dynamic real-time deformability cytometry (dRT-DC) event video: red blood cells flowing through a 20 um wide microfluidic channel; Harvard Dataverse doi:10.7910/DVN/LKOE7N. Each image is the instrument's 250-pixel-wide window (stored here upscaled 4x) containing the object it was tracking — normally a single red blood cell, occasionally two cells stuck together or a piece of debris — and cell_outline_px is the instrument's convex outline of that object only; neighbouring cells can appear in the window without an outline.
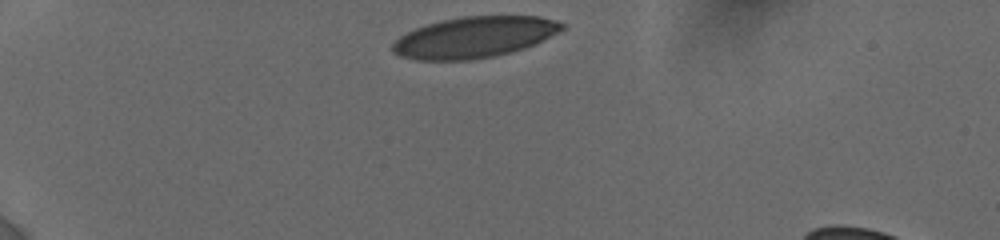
{"species": "human", "species_latin": "Homo sapiens", "temperature_condition": "cold", "stored_images_in_passage": 29, "camera_frame_rate_fps": 3000, "um_per_image_px": 0.085, "donor": {"sex": "female"}, "frame": {"image": 1, "passage_image": 1, "time_ms": 0.0, "image_size_px": [1000, 240], "cell_outline_px": [[564, 28], [544, 40], [536, 44], [524, 48], [492, 56], [468, 60], [416, 60], [400, 56], [392, 52], [392, 44], [400, 36], [416, 28], [428, 24], [444, 20], [464, 16], [540, 16], [556, 20], [564, 24]], "centroid_in_image_um": [40.32, 3.16], "position_along_channel_um": 44.7, "area_um2": 40.23}}
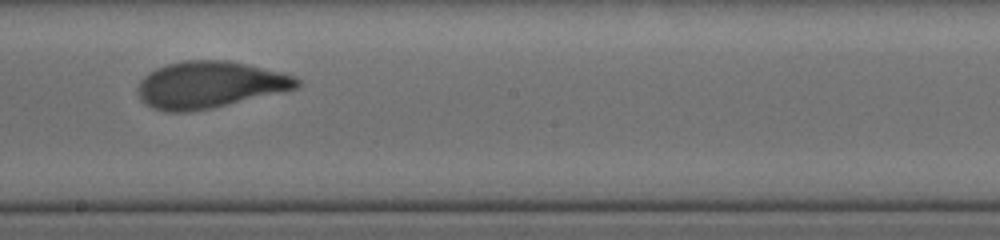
{"frame": {"image": 2, "passage_image": 16, "time_ms": 6.333, "image_size_px": [1000, 240], "cell_outline_px": [[300, 84], [296, 88], [280, 92], [212, 108], [184, 112], [168, 112], [156, 108], [140, 100], [136, 92], [136, 88], [140, 80], [148, 72], [156, 68], [168, 64], [184, 60], [224, 60], [244, 64], [280, 72], [296, 76], [300, 80]], "centroid_in_image_um": [17.77, 7.2], "position_along_channel_um": 230.4, "area_um2": 43.0}}
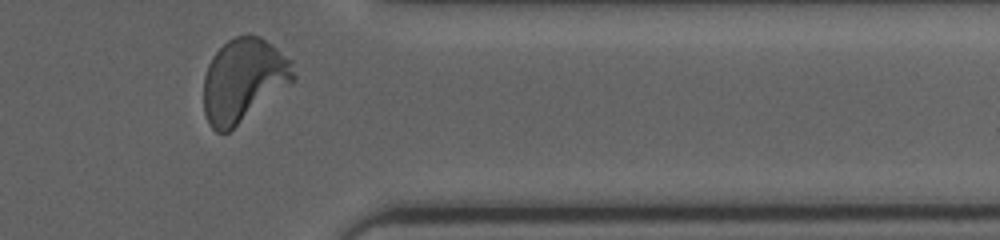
{"frame": {"image": 3, "passage_image": 28, "time_ms": 10.667, "image_size_px": [1000, 240], "cell_outline_px": [[296, 76], [288, 84], [228, 132], [216, 132], [208, 124], [204, 112], [204, 76], [208, 64], [212, 56], [228, 40], [236, 36], [260, 36], [272, 44], [292, 60]], "centroid_in_image_um": [20.67, 6.8], "position_along_channel_um": 390.7, "area_um2": 43.0}, "authors_computed_cell_mechanics": {"area_um2": 42.772, "velocity_mm_per_s": 3.8082, "shape_relaxation_time_tau1_ms": 3.8835, "shape_relaxation_time_tau2_ms": 0.737, "deformation_change_tau1": 0.1921, "deformation_change_tau2": 0.0755}}